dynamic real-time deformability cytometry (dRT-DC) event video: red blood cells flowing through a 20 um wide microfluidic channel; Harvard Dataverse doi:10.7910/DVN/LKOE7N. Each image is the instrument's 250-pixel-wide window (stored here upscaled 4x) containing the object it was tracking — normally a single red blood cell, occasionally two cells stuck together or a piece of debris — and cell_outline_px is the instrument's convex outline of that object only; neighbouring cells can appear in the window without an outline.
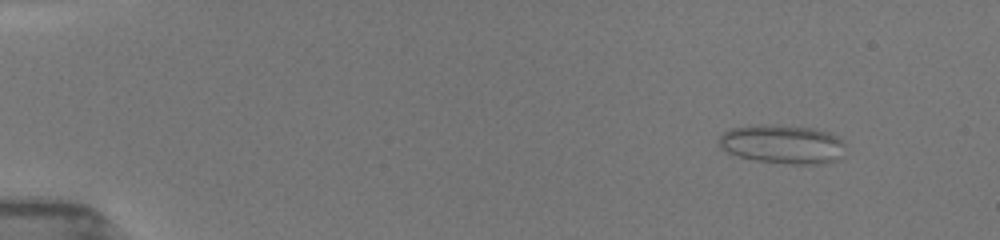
{"species": "common noctule bat (a hibernating species)", "species_latin": "Nyctalus noctula", "temperature_condition": "room temperature", "stored_images_in_passage": 54, "camera_frame_rate_fps": 3000, "um_per_image_px": 0.085, "animal": {"sex": "female", "body_mass_g": 19.5, "forearm_length_mm": 54.1}, "frame": {"image": 1, "passage_image": 8, "time_ms": 1.667, "image_size_px": [1000, 240], "cell_outline_px": [[844, 144], [836, 160], [820, 164], [788, 164], [756, 160], [740, 156], [728, 152], [720, 148], [720, 136], [724, 132], [732, 128], [812, 128], [828, 132], [836, 136]], "centroid_in_image_um": [66.53, 12.32], "position_along_channel_um": 18.5, "area_um2": 26.93}}